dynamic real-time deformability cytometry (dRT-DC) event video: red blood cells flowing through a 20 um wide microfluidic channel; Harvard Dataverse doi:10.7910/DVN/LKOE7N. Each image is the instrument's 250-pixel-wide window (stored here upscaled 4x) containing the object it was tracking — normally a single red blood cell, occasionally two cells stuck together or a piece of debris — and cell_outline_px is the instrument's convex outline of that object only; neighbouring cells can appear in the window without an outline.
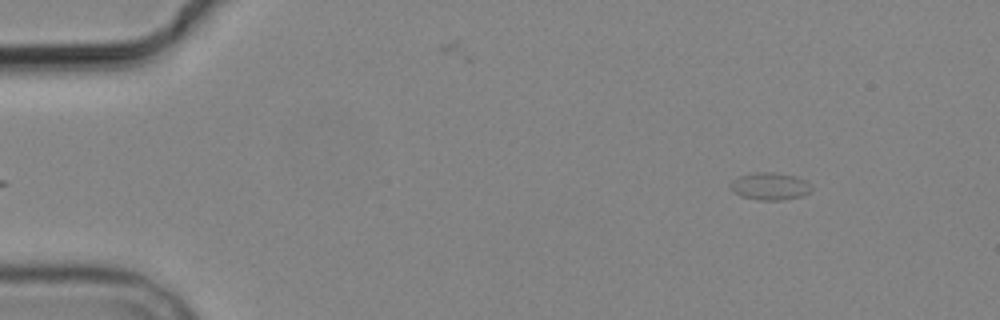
{"species": "common noctule bat (a hibernating species)", "species_latin": "Nyctalus noctula", "temperature_condition": "cold", "stored_images_in_passage": 4, "segment_of_instrument_passage": [2, 2], "camera_frame_rate_fps": 3000, "um_per_image_px": 0.085, "animal": {"sex": "male", "body_mass_g": 19.2, "forearm_length_mm": 51.8}, "frame": {"image": 1, "passage_image": 4, "time_ms": 3.667, "image_size_px": [1000, 320], "cell_outline_px": [[812, 192], [804, 196], [784, 200], [756, 200], [740, 196], [732, 192], [728, 184], [732, 180], [740, 176], [752, 172], [772, 172], [796, 176], [804, 180], [812, 188]], "centroid_in_image_um": [65.42, 15.84], "position_along_channel_um": 19.6, "area_um2": 13.24}}